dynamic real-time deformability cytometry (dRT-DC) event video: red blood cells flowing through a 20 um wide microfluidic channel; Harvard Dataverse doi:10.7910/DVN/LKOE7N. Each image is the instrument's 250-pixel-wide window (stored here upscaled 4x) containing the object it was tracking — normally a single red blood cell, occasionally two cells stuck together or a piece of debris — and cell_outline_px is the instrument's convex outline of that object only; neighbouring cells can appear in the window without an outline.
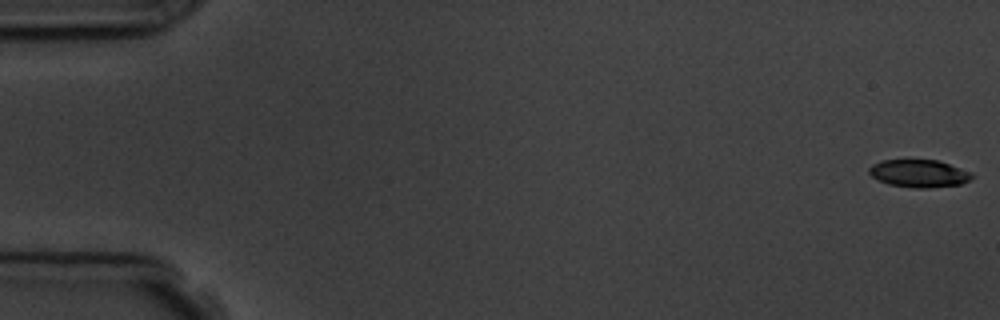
{"species": "common noctule bat (a hibernating species)", "species_latin": "Nyctalus noctula", "temperature_condition": "room temperature", "stored_images_in_passage": 11, "camera_frame_rate_fps": 3000, "um_per_image_px": 0.085, "animal": {"sex": "male", "body_mass_g": 19.5, "forearm_length_mm": 54.6}, "frame": {"image": 1, "passage_image": 1, "time_ms": 0.0, "image_size_px": [1000, 320], "cell_outline_px": [[976, 176], [960, 184], [928, 188], [912, 188], [888, 184], [872, 176], [868, 172], [868, 168], [872, 164], [880, 160], [936, 160], [972, 172]], "centroid_in_image_um": [78.1, 14.74], "position_along_channel_um": 6.9, "area_um2": 16.53}}
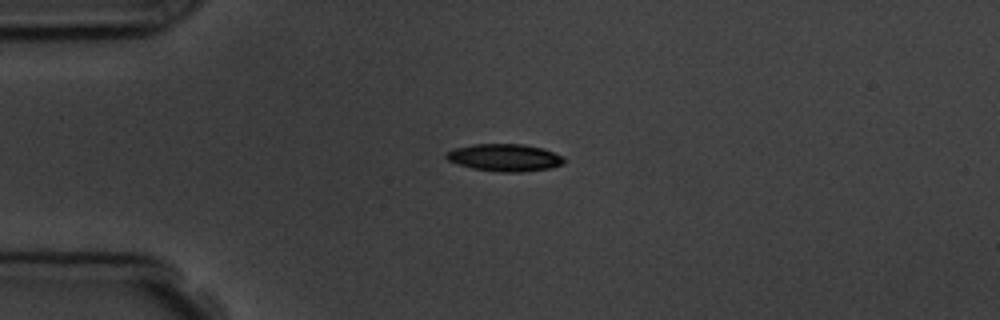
{"frame": {"image": 2, "passage_image": 4, "time_ms": 4.333, "image_size_px": [1000, 320], "cell_outline_px": [[564, 164], [552, 168], [520, 172], [504, 172], [472, 168], [448, 160], [444, 156], [444, 152], [452, 148], [472, 144], [524, 144], [544, 148], [564, 156]], "centroid_in_image_um": [42.91, 13.38], "position_along_channel_um": 42.1, "area_um2": 18.96}}
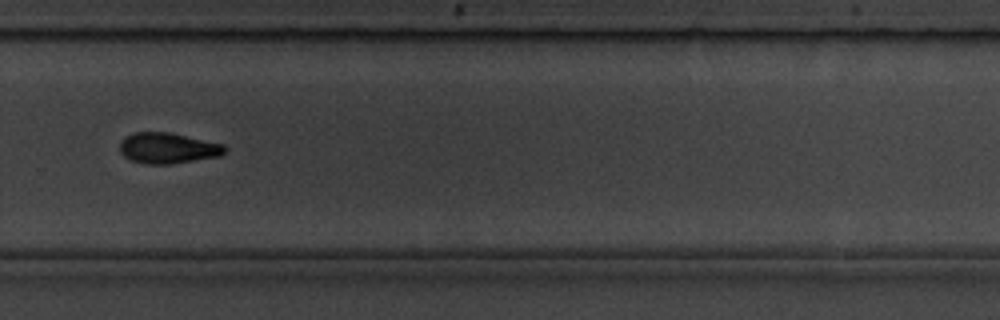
{"frame": {"image": 3, "passage_image": 11, "time_ms": 12.333, "image_size_px": [1000, 320], "cell_outline_px": [[228, 148], [220, 156], [172, 164], [144, 164], [128, 160], [120, 152], [120, 144], [124, 136], [132, 132], [168, 132], [224, 144]], "centroid_in_image_um": [14.24, 12.59], "position_along_channel_um": 315.6, "area_um2": 19.02}}